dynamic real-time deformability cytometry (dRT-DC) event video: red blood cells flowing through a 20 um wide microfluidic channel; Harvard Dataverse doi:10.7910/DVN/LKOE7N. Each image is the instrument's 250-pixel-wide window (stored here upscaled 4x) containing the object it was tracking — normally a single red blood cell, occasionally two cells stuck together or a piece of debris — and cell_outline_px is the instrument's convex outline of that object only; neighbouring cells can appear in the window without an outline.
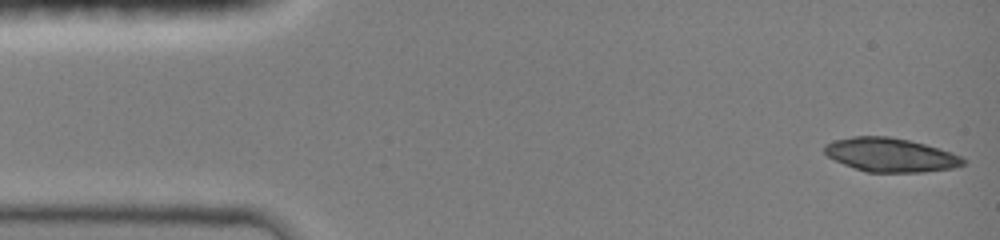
{"species": "common noctule bat (a hibernating species)", "species_latin": "Nyctalus noctula", "temperature_condition": "room temperature", "stored_images_in_passage": 6, "camera_frame_rate_fps": 3000, "um_per_image_px": 0.085, "animal": {"sex": "female", "body_mass_g": 19.0, "forearm_length_mm": 51.5}, "frame": {"image": 1, "passage_image": 1, "time_ms": 0.0, "image_size_px": [1000, 240], "cell_outline_px": [[964, 164], [952, 168], [920, 172], [868, 172], [844, 164], [828, 156], [824, 152], [824, 148], [828, 144], [836, 140], [852, 136], [888, 136], [908, 140], [924, 144], [960, 156], [964, 160]], "centroid_in_image_um": [75.67, 13.17], "position_along_channel_um": 9.3, "area_um2": 26.7}}
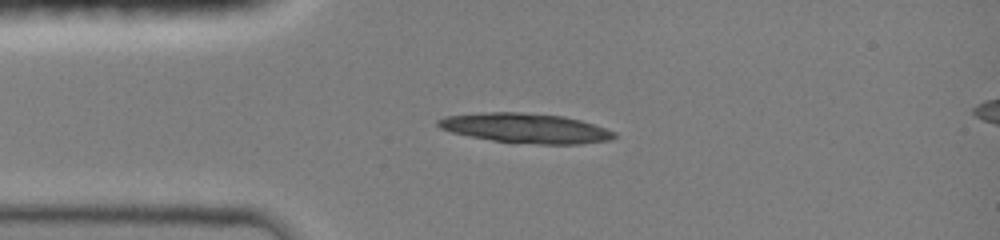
{"frame": {"image": 2, "passage_image": 5, "time_ms": 3.0, "image_size_px": [1000, 240], "cell_outline_px": [[616, 136], [608, 140], [580, 144], [540, 144], [492, 140], [452, 132], [440, 128], [436, 124], [436, 120], [444, 116], [488, 112], [520, 112], [564, 116], [580, 120], [616, 132]], "centroid_in_image_um": [44.66, 10.88], "position_along_channel_um": 40.3, "area_um2": 30.17}}